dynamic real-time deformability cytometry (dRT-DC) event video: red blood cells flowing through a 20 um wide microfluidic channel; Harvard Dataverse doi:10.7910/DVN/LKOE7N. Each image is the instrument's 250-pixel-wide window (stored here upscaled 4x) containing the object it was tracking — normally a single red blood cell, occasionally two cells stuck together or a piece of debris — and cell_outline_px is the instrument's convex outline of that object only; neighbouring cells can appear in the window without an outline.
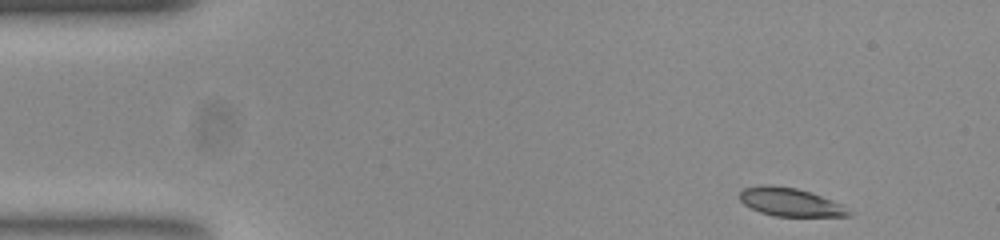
{"species": "common noctule bat (a hibernating species)", "species_latin": "Nyctalus noctula", "temperature_condition": "room temperature", "stored_images_in_passage": 48, "camera_frame_rate_fps": 3000, "um_per_image_px": 0.085, "animal": {"sex": "female", "body_mass_g": 23.0, "forearm_length_mm": 53.4}, "frame": {"image": 1, "passage_image": 1, "time_ms": 0.0, "image_size_px": [1000, 240], "cell_outline_px": [[856, 212], [852, 216], [776, 216], [760, 212], [744, 204], [740, 200], [740, 192], [744, 188], [760, 184], [772, 184], [796, 188], [832, 200]], "centroid_in_image_um": [67.19, 17.18], "position_along_channel_um": 17.8, "area_um2": 18.03}}
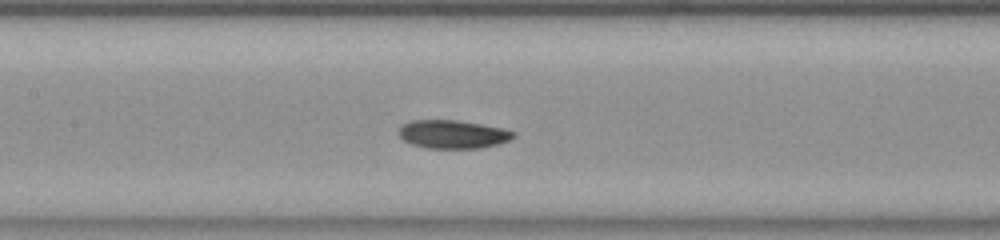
{"frame": {"image": 2, "passage_image": 20, "time_ms": 6.333, "image_size_px": [1000, 240], "cell_outline_px": [[516, 136], [508, 140], [496, 144], [480, 148], [428, 148], [412, 144], [404, 140], [400, 136], [400, 124], [412, 120], [456, 120], [504, 128], [516, 132]], "centroid_in_image_um": [38.49, 11.4], "position_along_channel_um": 168.9, "area_um2": 18.84}}
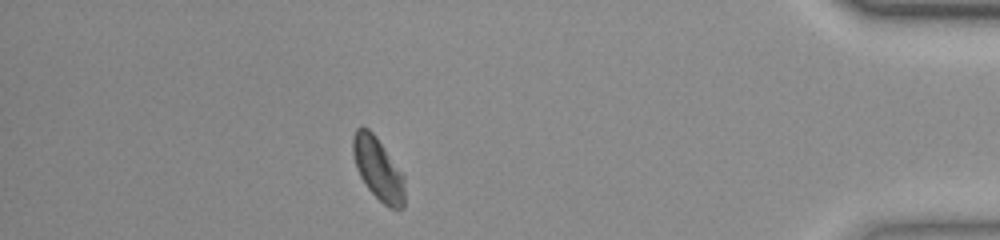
{"frame": {"image": 3, "passage_image": 42, "time_ms": 13.667, "image_size_px": [1000, 240], "cell_outline_px": [[404, 208], [392, 208], [384, 204], [368, 188], [360, 176], [356, 168], [352, 152], [352, 136], [356, 128], [360, 124], [368, 128], [376, 136], [404, 176]], "centroid_in_image_um": [32.1, 14.3], "position_along_channel_um": 403.1, "area_um2": 18.79}, "authors_computed_cell_mechanics": {"area_um2": 18.8139, "velocity_mm_per_s": 3.8614, "shape_relaxation_time_tau1_ms": 11.3877, "shape_relaxation_time_tau2_ms": 5.6158, "deformation_change_tau1": 0.1878, "deformation_change_tau2": 0.0562}}